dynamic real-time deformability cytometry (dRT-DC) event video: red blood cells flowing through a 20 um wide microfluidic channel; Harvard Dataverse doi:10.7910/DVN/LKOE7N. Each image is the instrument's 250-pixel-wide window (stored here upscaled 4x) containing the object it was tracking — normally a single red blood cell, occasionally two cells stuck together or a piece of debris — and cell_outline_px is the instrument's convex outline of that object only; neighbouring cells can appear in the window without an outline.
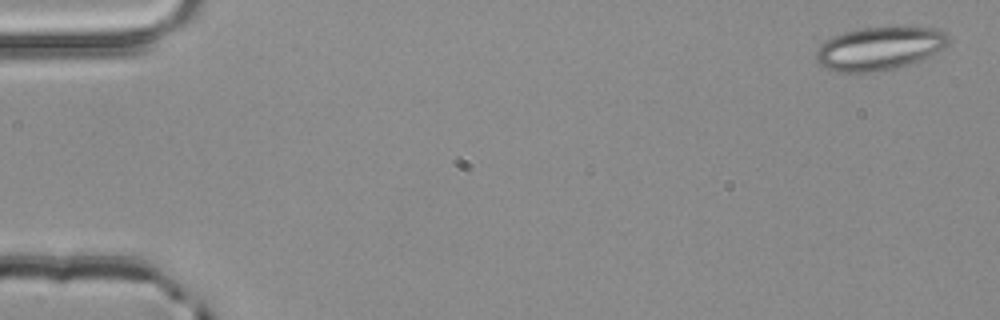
{"species": "common noctule bat (a hibernating species)", "species_latin": "Nyctalus noctula", "temperature_condition": "room temperature", "stored_images_in_passage": 4, "camera_frame_rate_fps": 3000, "um_per_image_px": 0.085, "animal": {"sex": "male", "body_mass_g": 20.4}, "frame": {"image": 1, "passage_image": 1, "time_ms": 0.0, "image_size_px": [1000, 320], "cell_outline_px": [[948, 44], [932, 56], [896, 68], [872, 72], [840, 72], [828, 68], [820, 64], [816, 60], [816, 52], [820, 44], [832, 36], [844, 32], [864, 28], [888, 24], [908, 24], [936, 28], [944, 32], [948, 36]], "centroid_in_image_um": [74.81, 4.05], "position_along_channel_um": 10.2, "area_um2": 34.28}}